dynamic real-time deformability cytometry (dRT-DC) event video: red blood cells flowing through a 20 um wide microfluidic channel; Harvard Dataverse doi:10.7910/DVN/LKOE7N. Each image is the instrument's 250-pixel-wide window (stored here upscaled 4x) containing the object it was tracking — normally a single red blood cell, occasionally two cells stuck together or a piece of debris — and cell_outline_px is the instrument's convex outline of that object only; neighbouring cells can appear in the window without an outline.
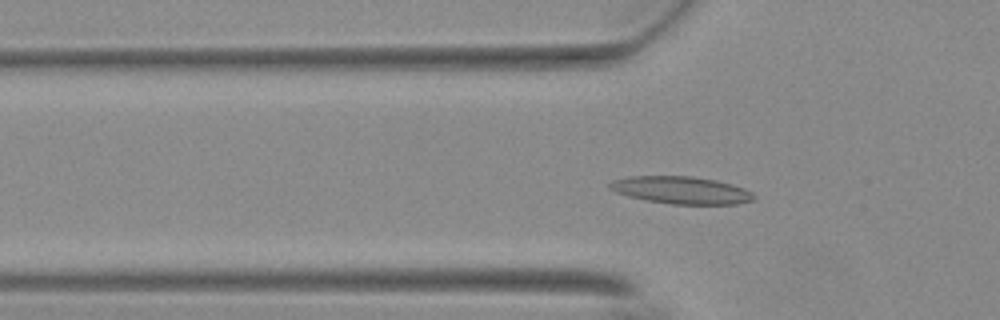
{"species": "Egyptian fruit bat (a non-hibernating species)", "species_latin": "Rousettus aegyptiacus", "temperature_condition": "warm", "stored_images_in_passage": 56, "camera_frame_rate_fps": 3000, "um_per_image_px": 0.085, "animal": {"sex": "female"}, "frame": {"image": 1, "passage_image": 19, "time_ms": 6.0, "image_size_px": [1000, 320], "cell_outline_px": [[756, 196], [752, 200], [736, 204], [672, 204], [648, 200], [628, 196], [616, 192], [608, 188], [608, 184], [612, 180], [628, 176], [692, 176], [716, 180], [732, 184], [744, 188], [752, 192]], "centroid_in_image_um": [57.89, 16.15], "position_along_channel_um": 67.9, "area_um2": 23.0}}
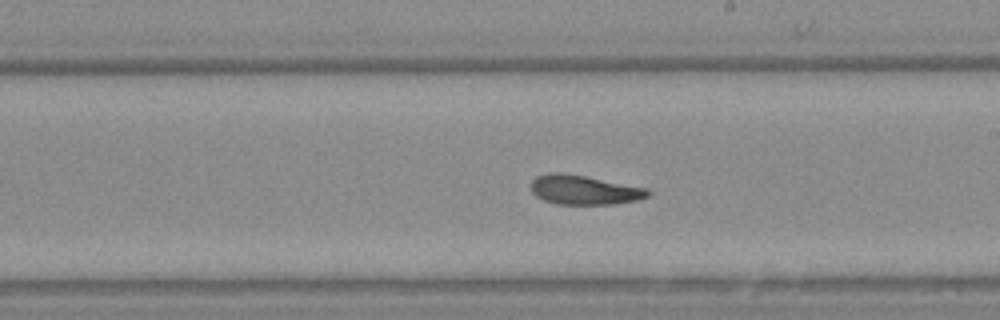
{"frame": {"image": 2, "passage_image": 33, "time_ms": 10.667, "image_size_px": [1000, 320], "cell_outline_px": [[652, 192], [648, 196], [640, 200], [612, 204], [556, 204], [544, 200], [536, 196], [532, 192], [532, 180], [536, 176], [548, 172], [564, 172], [588, 176], [648, 188]], "centroid_in_image_um": [49.68, 16.13], "position_along_channel_um": 239.3, "area_um2": 20.35}}
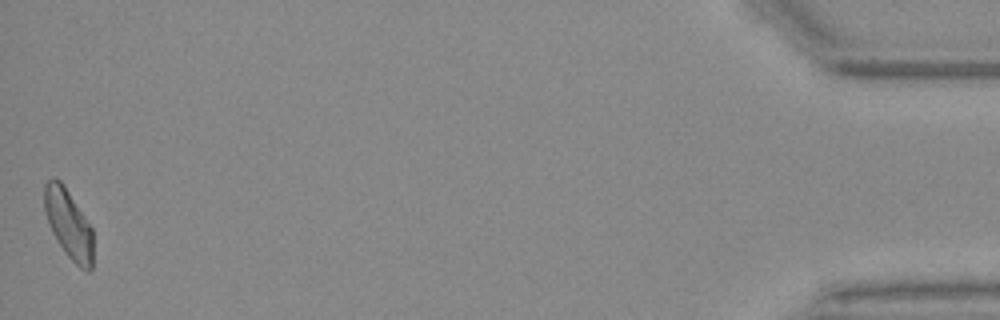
{"frame": {"image": 3, "passage_image": 56, "time_ms": 18.333, "image_size_px": [1000, 320], "cell_outline_px": [[92, 268], [88, 272], [80, 268], [64, 252], [52, 232], [44, 208], [44, 184], [52, 176], [56, 176], [64, 184], [92, 228]], "centroid_in_image_um": [5.81, 19.0], "position_along_channel_um": 429.4, "area_um2": 19.59}, "authors_computed_cell_mechanics": {"area_um2": 20.3745, "velocity_mm_per_s": 3.6861, "shape_relaxation_time_tau1_ms": 10.4299, "shape_relaxation_time_tau2_ms": 2.5898, "deformation_change_tau1": 0.2195, "deformation_change_tau2": 0.1063}}